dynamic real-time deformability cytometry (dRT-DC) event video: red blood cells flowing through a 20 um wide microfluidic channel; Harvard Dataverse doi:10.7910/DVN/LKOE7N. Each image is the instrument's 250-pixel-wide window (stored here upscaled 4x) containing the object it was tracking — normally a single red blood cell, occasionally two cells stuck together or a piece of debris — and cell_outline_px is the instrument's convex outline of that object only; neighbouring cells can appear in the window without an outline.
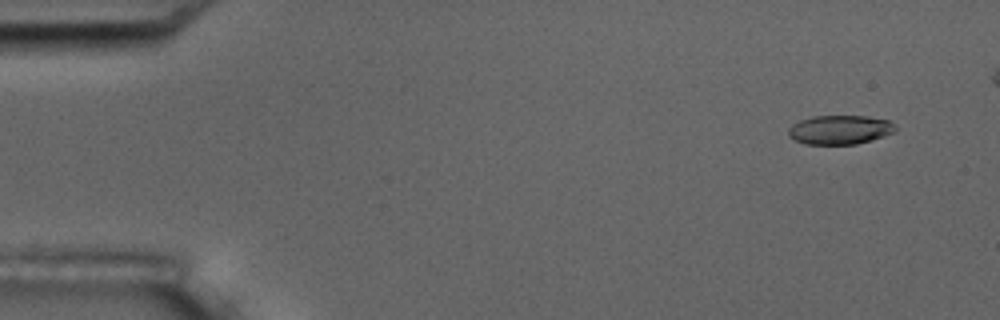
{"species": "common noctule bat (a hibernating species)", "species_latin": "Nyctalus noctula", "temperature_condition": "room temperature", "stored_images_in_passage": 5, "camera_frame_rate_fps": 3000, "um_per_image_px": 0.085, "animal": {"sex": "male", "body_mass_g": 17.5, "forearm_length_mm": 52.3}, "frame": {"image": 1, "passage_image": 1, "time_ms": 0.0, "image_size_px": [1000, 320], "cell_outline_px": [[896, 132], [872, 140], [856, 144], [804, 144], [792, 140], [788, 136], [788, 128], [792, 124], [800, 120], [812, 116], [868, 116], [888, 120], [896, 124]], "centroid_in_image_um": [71.38, 11.03], "position_along_channel_um": 13.6, "area_um2": 18.44}}